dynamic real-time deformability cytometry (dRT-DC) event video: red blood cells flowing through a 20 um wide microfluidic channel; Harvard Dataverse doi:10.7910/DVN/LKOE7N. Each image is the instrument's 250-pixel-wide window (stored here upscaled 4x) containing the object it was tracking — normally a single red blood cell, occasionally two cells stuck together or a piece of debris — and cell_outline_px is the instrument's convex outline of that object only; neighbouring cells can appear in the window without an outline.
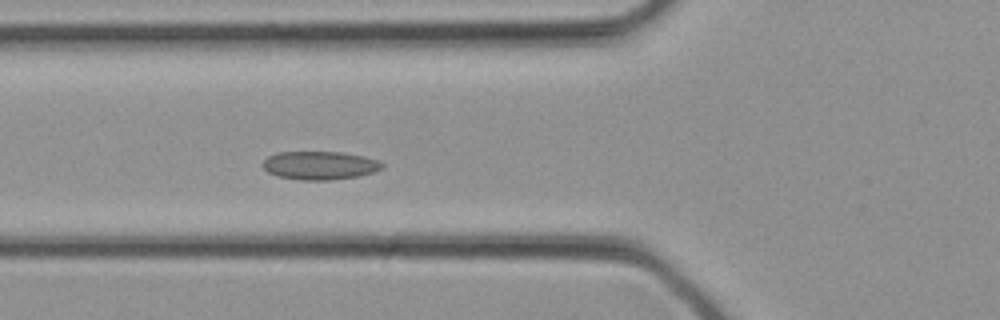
{"species": "common noctule bat (a hibernating species)", "species_latin": "Nyctalus noctula", "temperature_condition": "cold", "stored_images_in_passage": 33, "camera_frame_rate_fps": 3000, "um_per_image_px": 0.085, "animal": {"sex": "female", "body_mass_g": 21.9}, "frame": {"image": 1, "passage_image": 12, "time_ms": 3.667, "image_size_px": [1000, 320], "cell_outline_px": [[384, 168], [360, 176], [328, 180], [300, 180], [276, 176], [268, 172], [264, 168], [264, 160], [268, 156], [276, 152], [344, 152], [364, 156], [380, 160], [384, 164]], "centroid_in_image_um": [27.21, 14.05], "position_along_channel_um": 98.6, "area_um2": 19.88}}
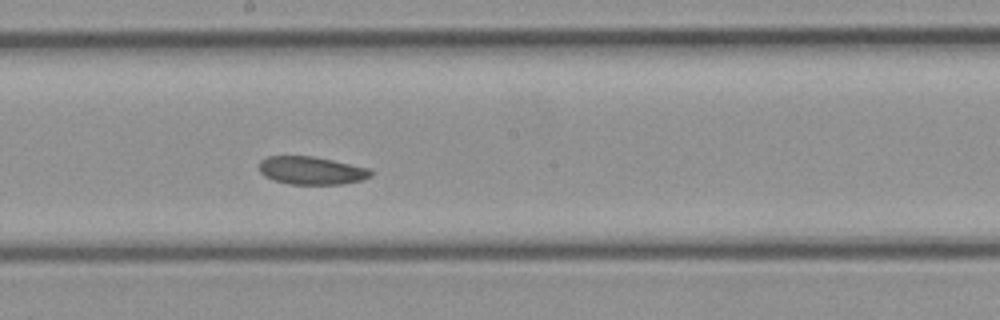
{"frame": {"image": 2, "passage_image": 18, "time_ms": 5.667, "image_size_px": [1000, 320], "cell_outline_px": [[372, 176], [364, 180], [340, 184], [288, 184], [272, 180], [264, 176], [260, 172], [260, 160], [268, 156], [312, 156], [332, 160], [368, 168], [372, 172]], "centroid_in_image_um": [26.46, 14.5], "position_along_channel_um": 221.7, "area_um2": 18.21}}
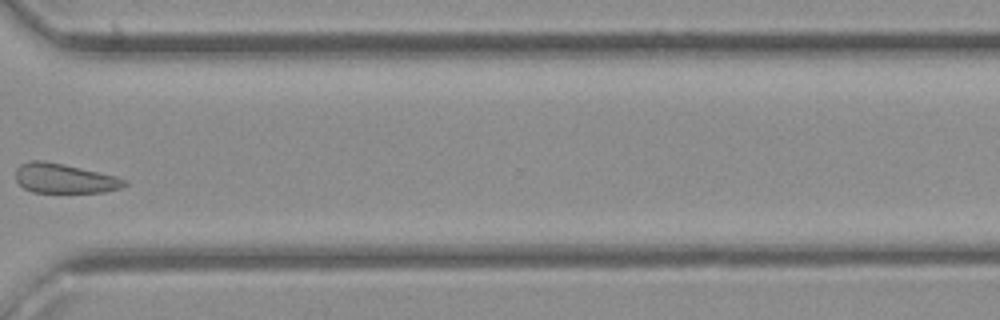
{"frame": {"image": 3, "passage_image": 25, "time_ms": 8.0, "image_size_px": [1000, 320], "cell_outline_px": [[128, 184], [120, 188], [104, 192], [32, 192], [24, 188], [16, 180], [16, 168], [20, 164], [28, 160], [44, 160], [64, 164], [116, 176], [128, 180]], "centroid_in_image_um": [5.47, 15.15], "position_along_channel_um": 365.1, "area_um2": 18.84}}